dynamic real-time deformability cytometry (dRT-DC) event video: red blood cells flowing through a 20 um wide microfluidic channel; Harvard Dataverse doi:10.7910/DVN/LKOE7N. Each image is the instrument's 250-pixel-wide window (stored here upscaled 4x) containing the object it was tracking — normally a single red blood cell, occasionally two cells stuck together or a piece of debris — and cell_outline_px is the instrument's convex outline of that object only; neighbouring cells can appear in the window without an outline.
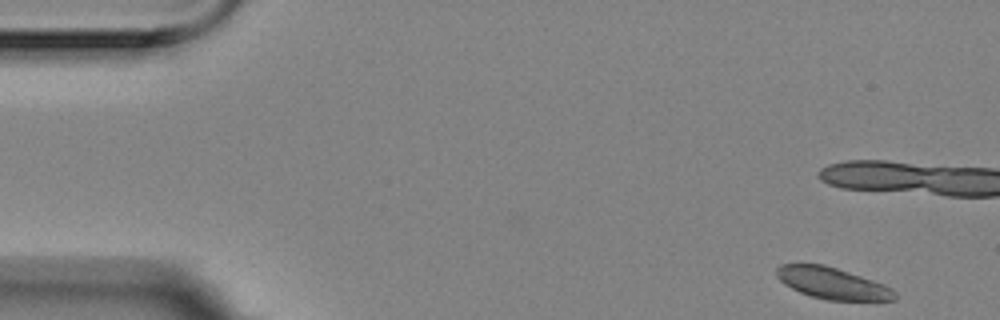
{"species": "Egyptian fruit bat (a non-hibernating species)", "species_latin": "Rousettus aegyptiacus", "temperature_condition": "room temperature", "stored_images_in_passage": 36, "camera_frame_rate_fps": 3000, "um_per_image_px": 0.085, "animal": {"sex": "female"}, "frame": {"image": 1, "passage_image": 1, "time_ms": 0.0, "image_size_px": [1000, 320], "cell_outline_px": [[896, 300], [828, 300], [808, 296], [784, 284], [776, 276], [776, 268], [780, 264], [824, 264], [884, 284], [892, 288], [896, 292]], "centroid_in_image_um": [70.73, 24.08], "position_along_channel_um": 14.3, "area_um2": 21.62}}